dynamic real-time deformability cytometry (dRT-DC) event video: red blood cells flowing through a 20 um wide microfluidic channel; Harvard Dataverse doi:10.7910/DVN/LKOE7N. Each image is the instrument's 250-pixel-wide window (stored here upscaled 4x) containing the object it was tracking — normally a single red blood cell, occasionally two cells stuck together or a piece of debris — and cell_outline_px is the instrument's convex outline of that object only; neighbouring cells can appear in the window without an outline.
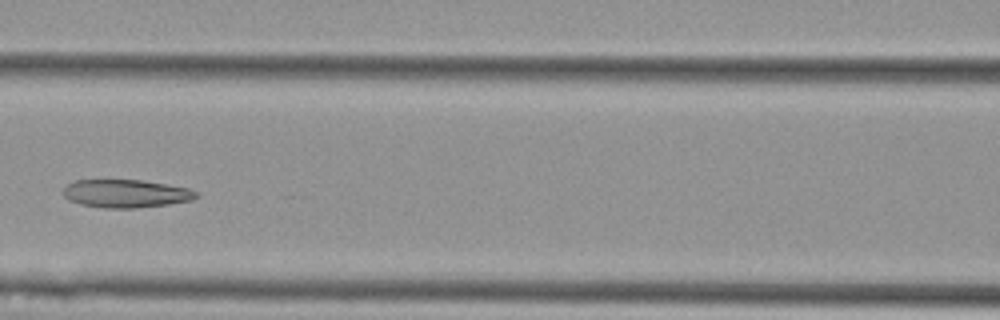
{"species": "Egyptian fruit bat (a non-hibernating species)", "species_latin": "Rousettus aegyptiacus", "temperature_condition": "cold", "stored_images_in_passage": 6, "camera_frame_rate_fps": 3000, "um_per_image_px": 0.085, "animal": {"sex": "female"}, "frame": {"image": 1, "passage_image": 6, "time_ms": 1.667, "image_size_px": [1000, 320], "cell_outline_px": [[200, 196], [192, 200], [168, 204], [136, 208], [104, 208], [80, 204], [68, 200], [64, 196], [64, 188], [68, 184], [76, 180], [140, 180], [188, 188], [200, 192]], "centroid_in_image_um": [10.73, 16.46], "position_along_channel_um": 155.9, "area_um2": 21.73}}